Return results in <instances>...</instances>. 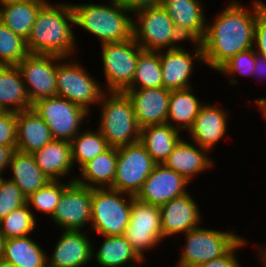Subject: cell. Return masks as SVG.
Instances as JSON below:
<instances>
[{"instance_id":"3","label":"cell","mask_w":266,"mask_h":267,"mask_svg":"<svg viewBox=\"0 0 266 267\" xmlns=\"http://www.w3.org/2000/svg\"><path fill=\"white\" fill-rule=\"evenodd\" d=\"M76 27L98 38L100 45L133 37V16L116 0L101 3H70Z\"/></svg>"},{"instance_id":"40","label":"cell","mask_w":266,"mask_h":267,"mask_svg":"<svg viewBox=\"0 0 266 267\" xmlns=\"http://www.w3.org/2000/svg\"><path fill=\"white\" fill-rule=\"evenodd\" d=\"M17 142V113L0 111V145L13 147Z\"/></svg>"},{"instance_id":"16","label":"cell","mask_w":266,"mask_h":267,"mask_svg":"<svg viewBox=\"0 0 266 267\" xmlns=\"http://www.w3.org/2000/svg\"><path fill=\"white\" fill-rule=\"evenodd\" d=\"M190 182L164 164H156L135 196L138 200L161 206L188 192Z\"/></svg>"},{"instance_id":"48","label":"cell","mask_w":266,"mask_h":267,"mask_svg":"<svg viewBox=\"0 0 266 267\" xmlns=\"http://www.w3.org/2000/svg\"><path fill=\"white\" fill-rule=\"evenodd\" d=\"M4 236L3 233L0 231V259L2 258V254H3V247H4Z\"/></svg>"},{"instance_id":"23","label":"cell","mask_w":266,"mask_h":267,"mask_svg":"<svg viewBox=\"0 0 266 267\" xmlns=\"http://www.w3.org/2000/svg\"><path fill=\"white\" fill-rule=\"evenodd\" d=\"M37 166L50 180H64L74 168L71 144L65 140H52L33 153Z\"/></svg>"},{"instance_id":"36","label":"cell","mask_w":266,"mask_h":267,"mask_svg":"<svg viewBox=\"0 0 266 267\" xmlns=\"http://www.w3.org/2000/svg\"><path fill=\"white\" fill-rule=\"evenodd\" d=\"M37 222L26 203L0 220V231L5 239L30 236L37 229Z\"/></svg>"},{"instance_id":"28","label":"cell","mask_w":266,"mask_h":267,"mask_svg":"<svg viewBox=\"0 0 266 267\" xmlns=\"http://www.w3.org/2000/svg\"><path fill=\"white\" fill-rule=\"evenodd\" d=\"M193 87L171 90L168 101V118L166 123L180 132L188 131L193 127L202 103L199 96L194 94Z\"/></svg>"},{"instance_id":"29","label":"cell","mask_w":266,"mask_h":267,"mask_svg":"<svg viewBox=\"0 0 266 267\" xmlns=\"http://www.w3.org/2000/svg\"><path fill=\"white\" fill-rule=\"evenodd\" d=\"M117 156V147H109L86 163L75 181L89 188H110L115 180Z\"/></svg>"},{"instance_id":"25","label":"cell","mask_w":266,"mask_h":267,"mask_svg":"<svg viewBox=\"0 0 266 267\" xmlns=\"http://www.w3.org/2000/svg\"><path fill=\"white\" fill-rule=\"evenodd\" d=\"M103 237L100 247L97 249V245H93L92 249L93 260L99 267H142L144 262L134 252L124 235Z\"/></svg>"},{"instance_id":"47","label":"cell","mask_w":266,"mask_h":267,"mask_svg":"<svg viewBox=\"0 0 266 267\" xmlns=\"http://www.w3.org/2000/svg\"><path fill=\"white\" fill-rule=\"evenodd\" d=\"M253 103L255 104L254 106H257L259 108L258 110L261 112V114H263L262 119L266 120V98H256L253 100Z\"/></svg>"},{"instance_id":"41","label":"cell","mask_w":266,"mask_h":267,"mask_svg":"<svg viewBox=\"0 0 266 267\" xmlns=\"http://www.w3.org/2000/svg\"><path fill=\"white\" fill-rule=\"evenodd\" d=\"M247 238H241L225 255L213 259L209 262L203 263L197 267H242L239 259H237V254L239 249L247 247L249 244Z\"/></svg>"},{"instance_id":"14","label":"cell","mask_w":266,"mask_h":267,"mask_svg":"<svg viewBox=\"0 0 266 267\" xmlns=\"http://www.w3.org/2000/svg\"><path fill=\"white\" fill-rule=\"evenodd\" d=\"M63 59L56 55L29 53L17 65L32 104L42 98L57 96L56 70Z\"/></svg>"},{"instance_id":"21","label":"cell","mask_w":266,"mask_h":267,"mask_svg":"<svg viewBox=\"0 0 266 267\" xmlns=\"http://www.w3.org/2000/svg\"><path fill=\"white\" fill-rule=\"evenodd\" d=\"M137 124L140 128L165 124L168 118V101L171 90L164 87L127 89Z\"/></svg>"},{"instance_id":"46","label":"cell","mask_w":266,"mask_h":267,"mask_svg":"<svg viewBox=\"0 0 266 267\" xmlns=\"http://www.w3.org/2000/svg\"><path fill=\"white\" fill-rule=\"evenodd\" d=\"M256 245L257 255L259 259L260 258V263L263 265L262 267H266V243L264 244H259V242ZM258 247V248H257Z\"/></svg>"},{"instance_id":"12","label":"cell","mask_w":266,"mask_h":267,"mask_svg":"<svg viewBox=\"0 0 266 267\" xmlns=\"http://www.w3.org/2000/svg\"><path fill=\"white\" fill-rule=\"evenodd\" d=\"M117 154L115 180L110 188L136 196L156 163L140 141L117 147Z\"/></svg>"},{"instance_id":"34","label":"cell","mask_w":266,"mask_h":267,"mask_svg":"<svg viewBox=\"0 0 266 267\" xmlns=\"http://www.w3.org/2000/svg\"><path fill=\"white\" fill-rule=\"evenodd\" d=\"M76 176H70V180H51L45 186L39 188L36 192L31 194L26 198V203L37 219V214L34 211L39 212V214L47 215L49 220L55 213L56 207L60 196L62 195L65 188L73 181H75ZM67 181V182H66ZM63 182V183H62ZM33 208V209H32Z\"/></svg>"},{"instance_id":"43","label":"cell","mask_w":266,"mask_h":267,"mask_svg":"<svg viewBox=\"0 0 266 267\" xmlns=\"http://www.w3.org/2000/svg\"><path fill=\"white\" fill-rule=\"evenodd\" d=\"M122 6L127 8L131 13L137 10L159 6L162 0H116Z\"/></svg>"},{"instance_id":"7","label":"cell","mask_w":266,"mask_h":267,"mask_svg":"<svg viewBox=\"0 0 266 267\" xmlns=\"http://www.w3.org/2000/svg\"><path fill=\"white\" fill-rule=\"evenodd\" d=\"M133 197L111 188H92L90 231L100 236L124 235Z\"/></svg>"},{"instance_id":"38","label":"cell","mask_w":266,"mask_h":267,"mask_svg":"<svg viewBox=\"0 0 266 267\" xmlns=\"http://www.w3.org/2000/svg\"><path fill=\"white\" fill-rule=\"evenodd\" d=\"M255 59L256 53L254 48L249 50L239 52L237 55L233 56L224 65H222L217 71L222 75H225L230 85L238 84L235 80L239 75L252 77V73L255 69ZM230 77V78H229Z\"/></svg>"},{"instance_id":"35","label":"cell","mask_w":266,"mask_h":267,"mask_svg":"<svg viewBox=\"0 0 266 267\" xmlns=\"http://www.w3.org/2000/svg\"><path fill=\"white\" fill-rule=\"evenodd\" d=\"M159 87H163L159 51L143 50L138 56L135 76L128 89Z\"/></svg>"},{"instance_id":"11","label":"cell","mask_w":266,"mask_h":267,"mask_svg":"<svg viewBox=\"0 0 266 267\" xmlns=\"http://www.w3.org/2000/svg\"><path fill=\"white\" fill-rule=\"evenodd\" d=\"M124 236L138 257L146 262V253L164 241L160 207L142 202L134 196Z\"/></svg>"},{"instance_id":"8","label":"cell","mask_w":266,"mask_h":267,"mask_svg":"<svg viewBox=\"0 0 266 267\" xmlns=\"http://www.w3.org/2000/svg\"><path fill=\"white\" fill-rule=\"evenodd\" d=\"M72 60L73 57L64 58L57 65V96L64 97L91 113V107L97 105L105 93L101 85L103 83L89 73L77 59Z\"/></svg>"},{"instance_id":"15","label":"cell","mask_w":266,"mask_h":267,"mask_svg":"<svg viewBox=\"0 0 266 267\" xmlns=\"http://www.w3.org/2000/svg\"><path fill=\"white\" fill-rule=\"evenodd\" d=\"M188 50L181 46L176 49L159 50V59L163 76V87L179 90L193 87L192 74L196 61L204 65L203 50L200 42H190Z\"/></svg>"},{"instance_id":"17","label":"cell","mask_w":266,"mask_h":267,"mask_svg":"<svg viewBox=\"0 0 266 267\" xmlns=\"http://www.w3.org/2000/svg\"><path fill=\"white\" fill-rule=\"evenodd\" d=\"M161 227L164 240L183 235L203 224L198 202L187 192L160 206Z\"/></svg>"},{"instance_id":"27","label":"cell","mask_w":266,"mask_h":267,"mask_svg":"<svg viewBox=\"0 0 266 267\" xmlns=\"http://www.w3.org/2000/svg\"><path fill=\"white\" fill-rule=\"evenodd\" d=\"M8 168L11 172L8 179L18 186L26 198L51 181L40 170L33 154L30 153L15 150Z\"/></svg>"},{"instance_id":"4","label":"cell","mask_w":266,"mask_h":267,"mask_svg":"<svg viewBox=\"0 0 266 267\" xmlns=\"http://www.w3.org/2000/svg\"><path fill=\"white\" fill-rule=\"evenodd\" d=\"M97 128L110 147H120L140 141L133 104L125 92H105L100 102Z\"/></svg>"},{"instance_id":"39","label":"cell","mask_w":266,"mask_h":267,"mask_svg":"<svg viewBox=\"0 0 266 267\" xmlns=\"http://www.w3.org/2000/svg\"><path fill=\"white\" fill-rule=\"evenodd\" d=\"M26 204V197L10 179L0 177V220L11 211Z\"/></svg>"},{"instance_id":"44","label":"cell","mask_w":266,"mask_h":267,"mask_svg":"<svg viewBox=\"0 0 266 267\" xmlns=\"http://www.w3.org/2000/svg\"><path fill=\"white\" fill-rule=\"evenodd\" d=\"M14 151L13 147L0 145V177L7 172Z\"/></svg>"},{"instance_id":"20","label":"cell","mask_w":266,"mask_h":267,"mask_svg":"<svg viewBox=\"0 0 266 267\" xmlns=\"http://www.w3.org/2000/svg\"><path fill=\"white\" fill-rule=\"evenodd\" d=\"M228 114V110L218 107L213 102H206L187 133L188 139L212 153L215 146L227 135L230 118Z\"/></svg>"},{"instance_id":"26","label":"cell","mask_w":266,"mask_h":267,"mask_svg":"<svg viewBox=\"0 0 266 267\" xmlns=\"http://www.w3.org/2000/svg\"><path fill=\"white\" fill-rule=\"evenodd\" d=\"M32 106L17 65H0V111L17 113Z\"/></svg>"},{"instance_id":"1","label":"cell","mask_w":266,"mask_h":267,"mask_svg":"<svg viewBox=\"0 0 266 267\" xmlns=\"http://www.w3.org/2000/svg\"><path fill=\"white\" fill-rule=\"evenodd\" d=\"M265 5L263 0H253L249 5L231 0L210 23L207 18L200 41L204 64L217 71L239 52L253 48L257 14Z\"/></svg>"},{"instance_id":"18","label":"cell","mask_w":266,"mask_h":267,"mask_svg":"<svg viewBox=\"0 0 266 267\" xmlns=\"http://www.w3.org/2000/svg\"><path fill=\"white\" fill-rule=\"evenodd\" d=\"M85 232L61 231L51 255L47 254V267H84L90 264L93 261L94 242Z\"/></svg>"},{"instance_id":"33","label":"cell","mask_w":266,"mask_h":267,"mask_svg":"<svg viewBox=\"0 0 266 267\" xmlns=\"http://www.w3.org/2000/svg\"><path fill=\"white\" fill-rule=\"evenodd\" d=\"M70 144L73 164L79 170L110 147L99 129L92 130L91 127L82 129Z\"/></svg>"},{"instance_id":"19","label":"cell","mask_w":266,"mask_h":267,"mask_svg":"<svg viewBox=\"0 0 266 267\" xmlns=\"http://www.w3.org/2000/svg\"><path fill=\"white\" fill-rule=\"evenodd\" d=\"M203 0H162L161 6L173 20L176 30L188 42H200L206 32Z\"/></svg>"},{"instance_id":"9","label":"cell","mask_w":266,"mask_h":267,"mask_svg":"<svg viewBox=\"0 0 266 267\" xmlns=\"http://www.w3.org/2000/svg\"><path fill=\"white\" fill-rule=\"evenodd\" d=\"M100 48L105 78L103 89L105 92H125L132 85L138 56L143 49L133 37L122 42L105 43Z\"/></svg>"},{"instance_id":"31","label":"cell","mask_w":266,"mask_h":267,"mask_svg":"<svg viewBox=\"0 0 266 267\" xmlns=\"http://www.w3.org/2000/svg\"><path fill=\"white\" fill-rule=\"evenodd\" d=\"M182 136L167 123L140 128V142L156 164L166 161Z\"/></svg>"},{"instance_id":"5","label":"cell","mask_w":266,"mask_h":267,"mask_svg":"<svg viewBox=\"0 0 266 267\" xmlns=\"http://www.w3.org/2000/svg\"><path fill=\"white\" fill-rule=\"evenodd\" d=\"M133 38L145 51L176 49L185 39L176 30L168 12L161 6L133 13Z\"/></svg>"},{"instance_id":"10","label":"cell","mask_w":266,"mask_h":267,"mask_svg":"<svg viewBox=\"0 0 266 267\" xmlns=\"http://www.w3.org/2000/svg\"><path fill=\"white\" fill-rule=\"evenodd\" d=\"M32 109L48 125L54 140L70 142L82 130L85 119L91 121V114L83 107L60 96L39 99Z\"/></svg>"},{"instance_id":"6","label":"cell","mask_w":266,"mask_h":267,"mask_svg":"<svg viewBox=\"0 0 266 267\" xmlns=\"http://www.w3.org/2000/svg\"><path fill=\"white\" fill-rule=\"evenodd\" d=\"M243 236L235 230L196 227L184 234L176 267H197L225 255Z\"/></svg>"},{"instance_id":"22","label":"cell","mask_w":266,"mask_h":267,"mask_svg":"<svg viewBox=\"0 0 266 267\" xmlns=\"http://www.w3.org/2000/svg\"><path fill=\"white\" fill-rule=\"evenodd\" d=\"M188 138H182L163 163L167 168L184 176L190 183L201 173L215 167L211 152Z\"/></svg>"},{"instance_id":"37","label":"cell","mask_w":266,"mask_h":267,"mask_svg":"<svg viewBox=\"0 0 266 267\" xmlns=\"http://www.w3.org/2000/svg\"><path fill=\"white\" fill-rule=\"evenodd\" d=\"M28 54L26 40L0 20V65H18Z\"/></svg>"},{"instance_id":"49","label":"cell","mask_w":266,"mask_h":267,"mask_svg":"<svg viewBox=\"0 0 266 267\" xmlns=\"http://www.w3.org/2000/svg\"><path fill=\"white\" fill-rule=\"evenodd\" d=\"M19 1H24V0H0V6L7 3L19 2Z\"/></svg>"},{"instance_id":"13","label":"cell","mask_w":266,"mask_h":267,"mask_svg":"<svg viewBox=\"0 0 266 267\" xmlns=\"http://www.w3.org/2000/svg\"><path fill=\"white\" fill-rule=\"evenodd\" d=\"M92 217V188L71 182L59 198L50 221L63 230H90Z\"/></svg>"},{"instance_id":"45","label":"cell","mask_w":266,"mask_h":267,"mask_svg":"<svg viewBox=\"0 0 266 267\" xmlns=\"http://www.w3.org/2000/svg\"><path fill=\"white\" fill-rule=\"evenodd\" d=\"M252 76L254 78L256 76L257 79L262 78L263 80H266V57L256 53L255 69L252 73Z\"/></svg>"},{"instance_id":"32","label":"cell","mask_w":266,"mask_h":267,"mask_svg":"<svg viewBox=\"0 0 266 267\" xmlns=\"http://www.w3.org/2000/svg\"><path fill=\"white\" fill-rule=\"evenodd\" d=\"M48 0H24L0 6V20L14 33L27 40L40 8Z\"/></svg>"},{"instance_id":"2","label":"cell","mask_w":266,"mask_h":267,"mask_svg":"<svg viewBox=\"0 0 266 267\" xmlns=\"http://www.w3.org/2000/svg\"><path fill=\"white\" fill-rule=\"evenodd\" d=\"M47 1L39 10L34 25L26 40L30 54L75 57L79 51L72 25L75 17L67 2Z\"/></svg>"},{"instance_id":"24","label":"cell","mask_w":266,"mask_h":267,"mask_svg":"<svg viewBox=\"0 0 266 267\" xmlns=\"http://www.w3.org/2000/svg\"><path fill=\"white\" fill-rule=\"evenodd\" d=\"M52 140L50 128L32 108L17 112V151L33 154Z\"/></svg>"},{"instance_id":"30","label":"cell","mask_w":266,"mask_h":267,"mask_svg":"<svg viewBox=\"0 0 266 267\" xmlns=\"http://www.w3.org/2000/svg\"><path fill=\"white\" fill-rule=\"evenodd\" d=\"M47 254L30 235L5 239L1 259L15 267H47Z\"/></svg>"},{"instance_id":"42","label":"cell","mask_w":266,"mask_h":267,"mask_svg":"<svg viewBox=\"0 0 266 267\" xmlns=\"http://www.w3.org/2000/svg\"><path fill=\"white\" fill-rule=\"evenodd\" d=\"M253 48L255 53L266 57V5L257 14Z\"/></svg>"},{"instance_id":"50","label":"cell","mask_w":266,"mask_h":267,"mask_svg":"<svg viewBox=\"0 0 266 267\" xmlns=\"http://www.w3.org/2000/svg\"><path fill=\"white\" fill-rule=\"evenodd\" d=\"M0 267H15L5 261H3L2 259H0Z\"/></svg>"}]
</instances>
